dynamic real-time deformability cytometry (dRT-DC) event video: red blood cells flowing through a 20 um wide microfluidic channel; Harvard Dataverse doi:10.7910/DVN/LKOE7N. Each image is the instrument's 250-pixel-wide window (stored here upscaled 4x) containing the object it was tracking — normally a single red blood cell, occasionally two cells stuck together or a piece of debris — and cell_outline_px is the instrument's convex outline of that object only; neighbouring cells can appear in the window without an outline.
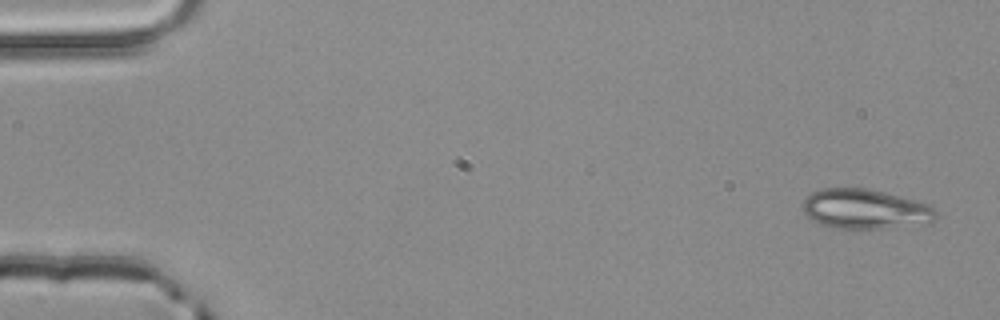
{"species": "common noctule bat (a hibernating species)", "species_latin": "Nyctalus noctula", "temperature_condition": "room temperature", "stored_images_in_passage": 4, "camera_frame_rate_fps": 3000, "um_per_image_px": 0.085, "animal": {"sex": "male", "body_mass_g": 20.4}, "frame": {"image": 1, "passage_image": 1, "time_ms": 0.0, "image_size_px": [1000, 320], "cell_outline_px": [[936, 220], [932, 224], [884, 228], [836, 228], [820, 224], [804, 216], [800, 208], [800, 204], [812, 192], [820, 188], [868, 188], [916, 200], [928, 204], [936, 212]], "centroid_in_image_um": [73.52, 17.77], "position_along_channel_um": 11.5, "area_um2": 31.39}}